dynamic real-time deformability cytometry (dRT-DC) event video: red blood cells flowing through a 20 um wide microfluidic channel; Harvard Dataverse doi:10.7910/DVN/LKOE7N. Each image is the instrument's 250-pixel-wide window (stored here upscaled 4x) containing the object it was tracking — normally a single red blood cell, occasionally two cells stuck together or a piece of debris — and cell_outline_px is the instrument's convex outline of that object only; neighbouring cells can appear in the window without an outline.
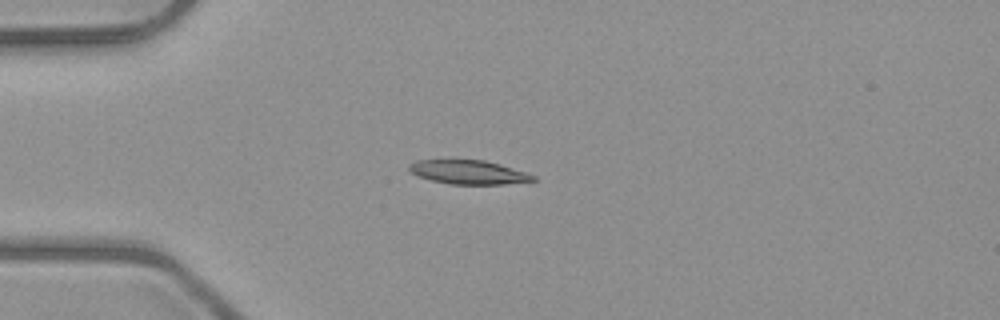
{"species": "common noctule bat (a hibernating species)", "species_latin": "Nyctalus noctula", "temperature_condition": "room temperature", "stored_images_in_passage": 6, "camera_frame_rate_fps": 3000, "um_per_image_px": 0.085, "animal": {"sex": "male", "body_mass_g": 23.1, "forearm_length_mm": 52.7}, "frame": {"image": 1, "passage_image": 3, "time_ms": 3.333, "image_size_px": [1000, 320], "cell_outline_px": [[536, 180], [504, 184], [448, 184], [416, 176], [408, 168], [408, 164], [416, 160], [484, 160], [500, 164], [536, 176]], "centroid_in_image_um": [39.78, 14.63], "position_along_channel_um": 45.2, "area_um2": 17.17}}
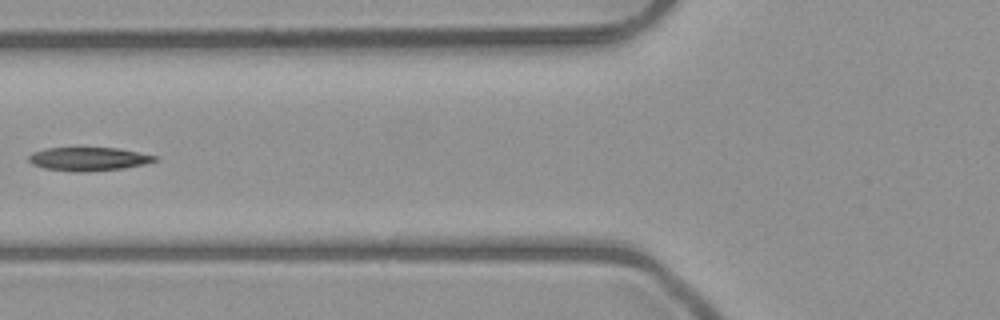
{"frame": {"image": 2, "passage_image": 5, "time_ms": 5.667, "image_size_px": [1000, 320], "cell_outline_px": [[160, 160], [144, 164], [124, 168], [80, 172], [44, 168], [32, 164], [28, 160], [28, 156], [32, 152], [44, 148], [120, 148], [156, 156]], "centroid_in_image_um": [7.52, 13.5], "position_along_channel_um": 118.3, "area_um2": 17.22}}
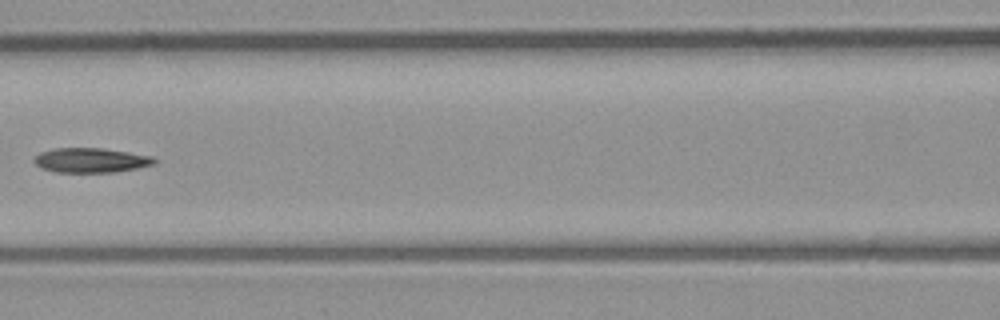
{"frame": {"image": 3, "passage_image": 6, "time_ms": 6.667, "image_size_px": [1000, 320], "cell_outline_px": [[156, 164], [116, 172], [56, 172], [40, 168], [32, 160], [40, 152], [56, 148], [100, 148], [128, 152], [152, 156], [156, 160]], "centroid_in_image_um": [7.71, 13.62], "position_along_channel_um": 158.9, "area_um2": 17.22}}